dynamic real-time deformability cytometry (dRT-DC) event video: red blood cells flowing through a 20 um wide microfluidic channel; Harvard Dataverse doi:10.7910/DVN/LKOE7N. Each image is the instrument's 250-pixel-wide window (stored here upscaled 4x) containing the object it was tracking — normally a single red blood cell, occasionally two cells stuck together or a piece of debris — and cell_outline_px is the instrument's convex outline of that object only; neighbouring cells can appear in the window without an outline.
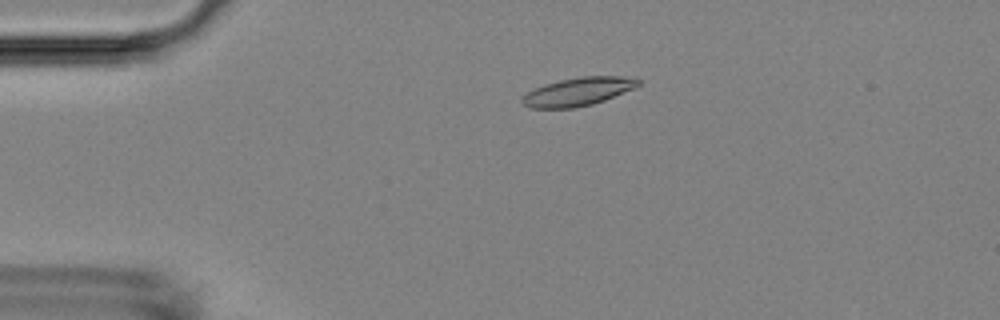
{"species": "Egyptian fruit bat (a non-hibernating species)", "species_latin": "Rousettus aegyptiacus", "temperature_condition": "room temperature", "stored_images_in_passage": 54, "camera_frame_rate_fps": 3000, "um_per_image_px": 0.085, "animal": {"sex": "female"}, "frame": {"image": 1, "passage_image": 12, "time_ms": 3.667, "image_size_px": [1000, 320], "cell_outline_px": [[640, 84], [636, 88], [604, 100], [592, 104], [576, 108], [528, 108], [520, 100], [528, 92], [544, 84], [560, 80], [580, 76], [620, 76], [640, 80]], "centroid_in_image_um": [49.14, 7.79], "position_along_channel_um": 35.9, "area_um2": 19.07}}
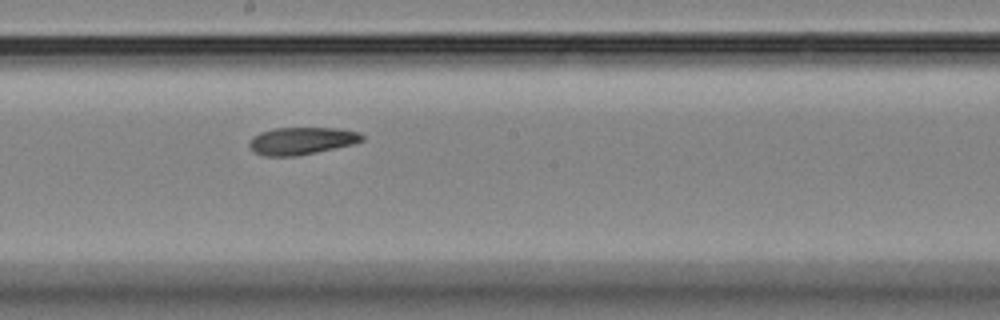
{"frame": {"image": 2, "passage_image": 30, "time_ms": 9.667, "image_size_px": [1000, 320], "cell_outline_px": [[364, 140], [352, 144], [316, 152], [296, 156], [264, 156], [252, 152], [248, 144], [252, 136], [260, 132], [276, 128], [340, 128], [360, 132], [364, 136]], "centroid_in_image_um": [25.61, 11.97], "position_along_channel_um": 222.6, "area_um2": 18.09}}
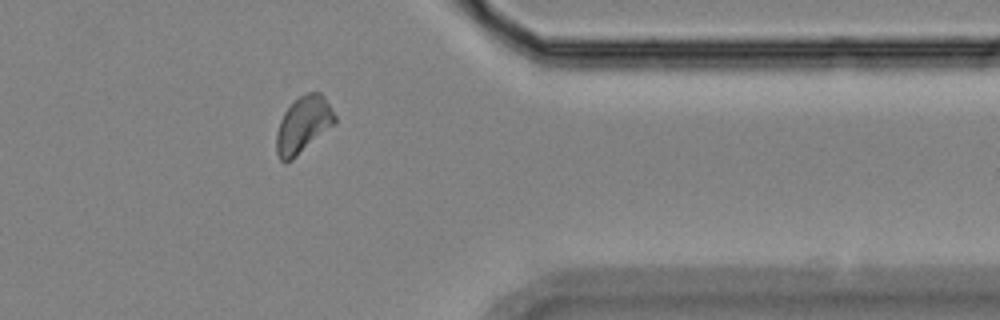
{"frame": {"image": 3, "passage_image": 44, "time_ms": 14.333, "image_size_px": [1000, 320], "cell_outline_px": [[336, 124], [292, 160], [284, 164], [280, 160], [276, 152], [276, 132], [280, 120], [284, 112], [300, 96], [308, 92], [320, 92], [324, 96], [336, 116]], "centroid_in_image_um": [25.78, 10.64], "position_along_channel_um": 385.6, "area_um2": 19.36}, "authors_computed_cell_mechanics": {"area_um2": 18.5249, "velocity_mm_per_s": 3.7554, "shape_relaxation_time_tau1_ms": null, "shape_relaxation_time_tau2_ms": 2.586, "deformation_change_tau1": null, "deformation_change_tau2": 0.0856}}